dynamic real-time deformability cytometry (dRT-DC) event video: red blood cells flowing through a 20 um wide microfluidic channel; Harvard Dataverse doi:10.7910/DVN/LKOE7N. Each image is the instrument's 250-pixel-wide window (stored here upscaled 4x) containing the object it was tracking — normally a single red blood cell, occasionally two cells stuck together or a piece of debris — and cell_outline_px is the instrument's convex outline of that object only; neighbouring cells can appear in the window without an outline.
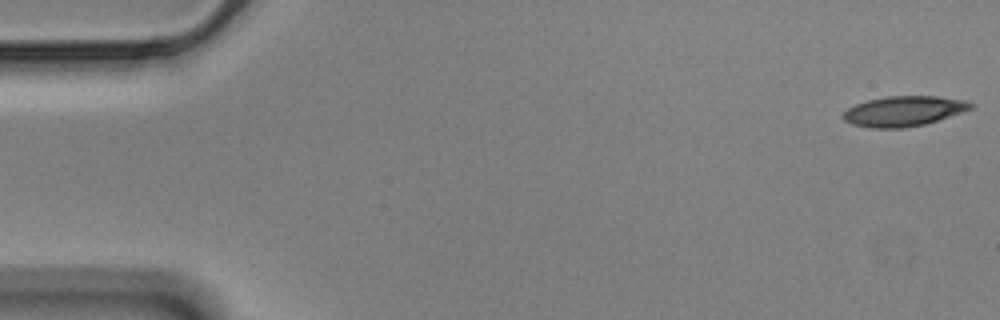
{"species": "Egyptian fruit bat (a non-hibernating species)", "species_latin": "Rousettus aegyptiacus", "temperature_condition": "cold", "stored_images_in_passage": 56, "camera_frame_rate_fps": 3000, "um_per_image_px": 0.085, "animal": {"sex": "male"}, "frame": {"image": 1, "passage_image": 1, "time_ms": 0.0, "image_size_px": [1000, 320], "cell_outline_px": [[976, 104], [972, 108], [924, 124], [904, 128], [868, 128], [852, 124], [844, 120], [840, 116], [848, 108], [856, 104], [868, 100], [888, 96], [936, 96], [964, 100]], "centroid_in_image_um": [76.77, 9.45], "position_along_channel_um": 8.2, "area_um2": 22.25}}
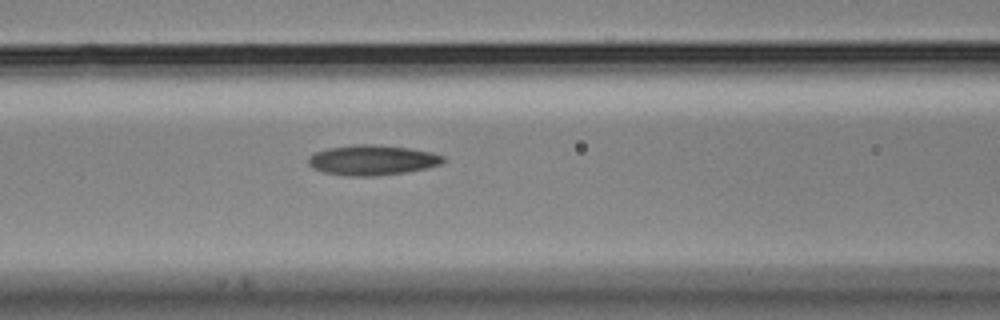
{"frame": {"image": 2, "passage_image": 23, "time_ms": 7.333, "image_size_px": [1000, 320], "cell_outline_px": [[444, 164], [428, 168], [404, 172], [376, 176], [348, 176], [324, 172], [312, 168], [308, 164], [308, 156], [316, 152], [328, 148], [356, 144], [372, 144], [408, 148], [432, 152], [444, 156]], "centroid_in_image_um": [31.65, 13.61], "position_along_channel_um": 134.9, "area_um2": 23.76}}
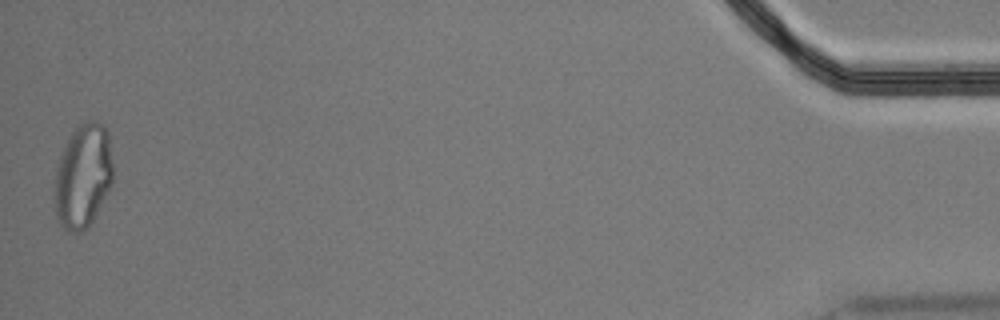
{"frame": {"image": 3, "passage_image": 56, "time_ms": 18.333, "image_size_px": [1000, 320], "cell_outline_px": [[112, 184], [92, 220], [80, 232], [68, 232], [60, 224], [56, 216], [56, 168], [60, 156], [72, 132], [80, 124], [88, 120], [92, 120], [100, 124], [108, 132], [112, 164]], "centroid_in_image_um": [7.06, 14.96], "position_along_channel_um": 428.1, "area_um2": 34.62}, "authors_computed_cell_mechanics": {"area_um2": 23.0911, "velocity_mm_per_s": 3.5097, "shape_relaxation_time_tau1_ms": null, "shape_relaxation_time_tau2_ms": 6.6113, "deformation_change_tau1": null, "deformation_change_tau2": 0.1415}}